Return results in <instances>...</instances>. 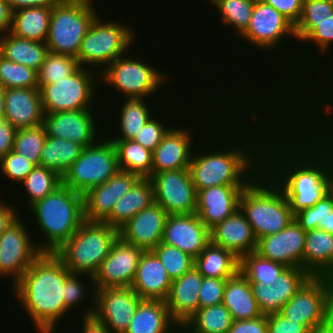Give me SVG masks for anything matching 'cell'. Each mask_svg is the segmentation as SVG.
Instances as JSON below:
<instances>
[{
  "label": "cell",
  "mask_w": 333,
  "mask_h": 333,
  "mask_svg": "<svg viewBox=\"0 0 333 333\" xmlns=\"http://www.w3.org/2000/svg\"><path fill=\"white\" fill-rule=\"evenodd\" d=\"M300 109L292 108L263 146V170L284 192L293 215L333 188V126L314 107Z\"/></svg>",
  "instance_id": "cell-1"
},
{
  "label": "cell",
  "mask_w": 333,
  "mask_h": 333,
  "mask_svg": "<svg viewBox=\"0 0 333 333\" xmlns=\"http://www.w3.org/2000/svg\"><path fill=\"white\" fill-rule=\"evenodd\" d=\"M268 106L269 105H267L265 107V110L262 109L261 106L259 108L261 110H259L258 104H257V108H255V106H253L252 110L250 107L249 109L251 112L246 113L247 118H246V116L244 117L245 122L242 123L243 118H239V121L241 120V122L237 125L236 124L234 125V122H233V124L231 122L230 126H229V124H225V125L222 124L224 127L228 126L227 129L224 128L225 130L223 132H222L221 128L220 129L218 128L220 125H217V124L213 125V122H212L211 125L216 127V128H214L215 129L214 130L212 128V126H209L207 123V128L211 134L206 133V135H207L206 136L204 134V132L202 133L204 135L205 139L203 138V140H204L203 141L201 138L200 141L196 144V146L193 150L190 165H189V172L191 174L192 182L194 184L196 191L206 189V188H209L212 186H220V185L247 186L261 172V170L263 169V146H264L265 139L267 138V136H269L271 134V132L274 130V128L279 126L278 124H280L286 118V116H288L289 113H291L290 108L292 107L287 104V109H286V106H284V108H285L284 111L281 108H279V113L282 114V116H281V115H278L279 113L276 112L275 108L274 109L272 108L271 109L272 113H270L271 111L267 109ZM288 107H290V108H288ZM280 109L283 113L280 112ZM273 111H274V113H273ZM260 112L261 113L263 112L262 115L263 114L264 115L263 116L260 115ZM269 113H270V115L272 114L271 117H270ZM276 114H277V116H276ZM274 116H275V118L272 119V117H274ZM280 116H281V118H280ZM264 117H267L268 119L267 118L264 119ZM246 119L248 122L250 120V123L246 122ZM270 119L274 122L271 123ZM268 120H269V122H267ZM265 121H266V123H265ZM246 123L248 125L249 124L250 125L247 126ZM268 123L270 124V126ZM251 124H252V126H251ZM245 126H246V128H245ZM209 127H211V128L209 129ZM241 129H243V130H241ZM227 130H229V131H227ZM214 131L215 132L217 131L216 134ZM225 131L227 133H225ZM213 133H214V135H213ZM218 133L220 134L221 137L219 136ZM223 133H225V134H223ZM205 136L208 137L207 140H206ZM209 136H210V138H209ZM228 137H230V138H228ZM215 139H216V141H215ZM201 140H202V142H201ZM219 140L221 142H217ZM203 142H204V144H203ZM205 142L208 143V145ZM201 144H203V147ZM210 144L212 146H214V145L215 146L212 148V146Z\"/></svg>",
  "instance_id": "cell-2"
},
{
  "label": "cell",
  "mask_w": 333,
  "mask_h": 333,
  "mask_svg": "<svg viewBox=\"0 0 333 333\" xmlns=\"http://www.w3.org/2000/svg\"><path fill=\"white\" fill-rule=\"evenodd\" d=\"M69 273L54 253H42L11 288L14 301L23 308L25 318L31 320L36 333L60 331L59 322L73 317L63 299L65 278Z\"/></svg>",
  "instance_id": "cell-3"
},
{
  "label": "cell",
  "mask_w": 333,
  "mask_h": 333,
  "mask_svg": "<svg viewBox=\"0 0 333 333\" xmlns=\"http://www.w3.org/2000/svg\"><path fill=\"white\" fill-rule=\"evenodd\" d=\"M21 208L24 213L25 210L29 211L32 217L30 221L34 224L31 225L29 222L31 229L37 226L34 228L36 231L32 232H35L36 237L38 234L41 235L39 239H34L43 253H54L58 250L85 221L83 195L63 183L31 205L28 210Z\"/></svg>",
  "instance_id": "cell-4"
},
{
  "label": "cell",
  "mask_w": 333,
  "mask_h": 333,
  "mask_svg": "<svg viewBox=\"0 0 333 333\" xmlns=\"http://www.w3.org/2000/svg\"><path fill=\"white\" fill-rule=\"evenodd\" d=\"M239 209L257 241L280 232L294 219L284 192L263 169L242 191Z\"/></svg>",
  "instance_id": "cell-5"
},
{
  "label": "cell",
  "mask_w": 333,
  "mask_h": 333,
  "mask_svg": "<svg viewBox=\"0 0 333 333\" xmlns=\"http://www.w3.org/2000/svg\"><path fill=\"white\" fill-rule=\"evenodd\" d=\"M101 16L98 14L90 24L77 56L80 66L93 69L99 74L118 57L129 50L134 51L132 45L138 39V33L130 24L118 19L109 21Z\"/></svg>",
  "instance_id": "cell-6"
},
{
  "label": "cell",
  "mask_w": 333,
  "mask_h": 333,
  "mask_svg": "<svg viewBox=\"0 0 333 333\" xmlns=\"http://www.w3.org/2000/svg\"><path fill=\"white\" fill-rule=\"evenodd\" d=\"M130 51L110 63L99 74V82L118 91L123 99L155 97L173 79L171 73L157 69L149 59Z\"/></svg>",
  "instance_id": "cell-7"
},
{
  "label": "cell",
  "mask_w": 333,
  "mask_h": 333,
  "mask_svg": "<svg viewBox=\"0 0 333 333\" xmlns=\"http://www.w3.org/2000/svg\"><path fill=\"white\" fill-rule=\"evenodd\" d=\"M118 237L112 226L85 220L54 254L70 272L93 277Z\"/></svg>",
  "instance_id": "cell-8"
},
{
  "label": "cell",
  "mask_w": 333,
  "mask_h": 333,
  "mask_svg": "<svg viewBox=\"0 0 333 333\" xmlns=\"http://www.w3.org/2000/svg\"><path fill=\"white\" fill-rule=\"evenodd\" d=\"M95 0H61L52 7L46 45L49 52L77 58L81 42L98 13Z\"/></svg>",
  "instance_id": "cell-9"
},
{
  "label": "cell",
  "mask_w": 333,
  "mask_h": 333,
  "mask_svg": "<svg viewBox=\"0 0 333 333\" xmlns=\"http://www.w3.org/2000/svg\"><path fill=\"white\" fill-rule=\"evenodd\" d=\"M101 137L83 147L79 158L62 176L65 186L82 195L105 183L120 170L114 143L108 134Z\"/></svg>",
  "instance_id": "cell-10"
},
{
  "label": "cell",
  "mask_w": 333,
  "mask_h": 333,
  "mask_svg": "<svg viewBox=\"0 0 333 333\" xmlns=\"http://www.w3.org/2000/svg\"><path fill=\"white\" fill-rule=\"evenodd\" d=\"M99 73L79 66L71 75L45 85L40 91L44 113L94 109L98 102ZM94 103V104H93Z\"/></svg>",
  "instance_id": "cell-11"
},
{
  "label": "cell",
  "mask_w": 333,
  "mask_h": 333,
  "mask_svg": "<svg viewBox=\"0 0 333 333\" xmlns=\"http://www.w3.org/2000/svg\"><path fill=\"white\" fill-rule=\"evenodd\" d=\"M333 278L311 276L279 312L309 330L331 322Z\"/></svg>",
  "instance_id": "cell-12"
},
{
  "label": "cell",
  "mask_w": 333,
  "mask_h": 333,
  "mask_svg": "<svg viewBox=\"0 0 333 333\" xmlns=\"http://www.w3.org/2000/svg\"><path fill=\"white\" fill-rule=\"evenodd\" d=\"M22 215L0 234V278L11 279V288L43 253L36 245L30 223L25 221L29 217Z\"/></svg>",
  "instance_id": "cell-13"
},
{
  "label": "cell",
  "mask_w": 333,
  "mask_h": 333,
  "mask_svg": "<svg viewBox=\"0 0 333 333\" xmlns=\"http://www.w3.org/2000/svg\"><path fill=\"white\" fill-rule=\"evenodd\" d=\"M286 38L290 44L292 39L297 44L294 25L271 5L256 0L249 26L237 41L240 44V40H244L248 46L252 45L254 49L269 54L272 51L278 53L281 46H286L284 42L289 44Z\"/></svg>",
  "instance_id": "cell-14"
},
{
  "label": "cell",
  "mask_w": 333,
  "mask_h": 333,
  "mask_svg": "<svg viewBox=\"0 0 333 333\" xmlns=\"http://www.w3.org/2000/svg\"><path fill=\"white\" fill-rule=\"evenodd\" d=\"M153 184L154 202L168 215L194 214L197 191L189 169L167 170L149 177Z\"/></svg>",
  "instance_id": "cell-15"
},
{
  "label": "cell",
  "mask_w": 333,
  "mask_h": 333,
  "mask_svg": "<svg viewBox=\"0 0 333 333\" xmlns=\"http://www.w3.org/2000/svg\"><path fill=\"white\" fill-rule=\"evenodd\" d=\"M182 122L183 124H180L181 121H176L152 152V175L167 170L189 169L193 150L200 141L199 138L204 137L201 135L197 136V132L201 134L205 130L204 132L206 134L209 131H206V124L204 129H200L198 127L200 124L196 123V125L198 124L195 126L197 129L193 128L192 130L194 126H191V121L189 127H185L186 120ZM175 124H180V126H176ZM195 130L197 131L195 132ZM199 130L201 133H199Z\"/></svg>",
  "instance_id": "cell-16"
},
{
  "label": "cell",
  "mask_w": 333,
  "mask_h": 333,
  "mask_svg": "<svg viewBox=\"0 0 333 333\" xmlns=\"http://www.w3.org/2000/svg\"><path fill=\"white\" fill-rule=\"evenodd\" d=\"M97 109L44 113L46 136L71 140L83 147L93 144L104 135L101 130L103 126L99 125L101 121H98L99 118L95 115Z\"/></svg>",
  "instance_id": "cell-17"
},
{
  "label": "cell",
  "mask_w": 333,
  "mask_h": 333,
  "mask_svg": "<svg viewBox=\"0 0 333 333\" xmlns=\"http://www.w3.org/2000/svg\"><path fill=\"white\" fill-rule=\"evenodd\" d=\"M142 300L131 287L96 289L93 316L111 333H125Z\"/></svg>",
  "instance_id": "cell-18"
},
{
  "label": "cell",
  "mask_w": 333,
  "mask_h": 333,
  "mask_svg": "<svg viewBox=\"0 0 333 333\" xmlns=\"http://www.w3.org/2000/svg\"><path fill=\"white\" fill-rule=\"evenodd\" d=\"M143 252L118 237L93 276L95 289L131 287Z\"/></svg>",
  "instance_id": "cell-19"
},
{
  "label": "cell",
  "mask_w": 333,
  "mask_h": 333,
  "mask_svg": "<svg viewBox=\"0 0 333 333\" xmlns=\"http://www.w3.org/2000/svg\"><path fill=\"white\" fill-rule=\"evenodd\" d=\"M306 232L293 219L283 230L257 241L256 253L285 267L303 268Z\"/></svg>",
  "instance_id": "cell-20"
},
{
  "label": "cell",
  "mask_w": 333,
  "mask_h": 333,
  "mask_svg": "<svg viewBox=\"0 0 333 333\" xmlns=\"http://www.w3.org/2000/svg\"><path fill=\"white\" fill-rule=\"evenodd\" d=\"M140 177L119 170L105 183L97 185L83 195L84 219L88 222H104L112 212L114 204Z\"/></svg>",
  "instance_id": "cell-21"
},
{
  "label": "cell",
  "mask_w": 333,
  "mask_h": 333,
  "mask_svg": "<svg viewBox=\"0 0 333 333\" xmlns=\"http://www.w3.org/2000/svg\"><path fill=\"white\" fill-rule=\"evenodd\" d=\"M161 242L175 246L195 259L210 243V230L196 213L168 215Z\"/></svg>",
  "instance_id": "cell-22"
},
{
  "label": "cell",
  "mask_w": 333,
  "mask_h": 333,
  "mask_svg": "<svg viewBox=\"0 0 333 333\" xmlns=\"http://www.w3.org/2000/svg\"><path fill=\"white\" fill-rule=\"evenodd\" d=\"M168 213L152 203L119 229V237L144 251H152L161 241Z\"/></svg>",
  "instance_id": "cell-23"
},
{
  "label": "cell",
  "mask_w": 333,
  "mask_h": 333,
  "mask_svg": "<svg viewBox=\"0 0 333 333\" xmlns=\"http://www.w3.org/2000/svg\"><path fill=\"white\" fill-rule=\"evenodd\" d=\"M246 186L220 185L197 191L196 214L210 230L239 209V199Z\"/></svg>",
  "instance_id": "cell-24"
},
{
  "label": "cell",
  "mask_w": 333,
  "mask_h": 333,
  "mask_svg": "<svg viewBox=\"0 0 333 333\" xmlns=\"http://www.w3.org/2000/svg\"><path fill=\"white\" fill-rule=\"evenodd\" d=\"M4 120L16 130L43 124L44 111L39 88L4 89Z\"/></svg>",
  "instance_id": "cell-25"
},
{
  "label": "cell",
  "mask_w": 333,
  "mask_h": 333,
  "mask_svg": "<svg viewBox=\"0 0 333 333\" xmlns=\"http://www.w3.org/2000/svg\"><path fill=\"white\" fill-rule=\"evenodd\" d=\"M210 242L232 251L239 259L257 248L252 227L240 209L210 229Z\"/></svg>",
  "instance_id": "cell-26"
},
{
  "label": "cell",
  "mask_w": 333,
  "mask_h": 333,
  "mask_svg": "<svg viewBox=\"0 0 333 333\" xmlns=\"http://www.w3.org/2000/svg\"><path fill=\"white\" fill-rule=\"evenodd\" d=\"M171 284L172 279L159 258L152 251H144L131 288L143 300L166 301Z\"/></svg>",
  "instance_id": "cell-27"
},
{
  "label": "cell",
  "mask_w": 333,
  "mask_h": 333,
  "mask_svg": "<svg viewBox=\"0 0 333 333\" xmlns=\"http://www.w3.org/2000/svg\"><path fill=\"white\" fill-rule=\"evenodd\" d=\"M203 276L193 267L181 277L172 280L166 306L170 317L182 327L184 323L199 309L198 291Z\"/></svg>",
  "instance_id": "cell-28"
},
{
  "label": "cell",
  "mask_w": 333,
  "mask_h": 333,
  "mask_svg": "<svg viewBox=\"0 0 333 333\" xmlns=\"http://www.w3.org/2000/svg\"><path fill=\"white\" fill-rule=\"evenodd\" d=\"M125 333H181V327L170 317L165 301L142 300Z\"/></svg>",
  "instance_id": "cell-29"
},
{
  "label": "cell",
  "mask_w": 333,
  "mask_h": 333,
  "mask_svg": "<svg viewBox=\"0 0 333 333\" xmlns=\"http://www.w3.org/2000/svg\"><path fill=\"white\" fill-rule=\"evenodd\" d=\"M152 99L154 98L152 97L151 99L149 98H125V100L123 99L122 100L123 105L119 103L120 104L119 107L114 108L118 110V112H116V115L117 113L119 115H117L118 119L116 117L117 122H114L113 125L117 123L118 125L116 127L119 126L118 127L119 129L113 128V130L118 132L117 133L115 132L114 135V133L112 134V131L109 132V130L112 128H109L108 131L104 133L107 134L111 133L109 134L110 136L109 138L111 140H133L137 136V134L141 131L144 124L148 122V120L154 114H156V112L153 111V107L155 109L156 107L153 105V103L150 102Z\"/></svg>",
  "instance_id": "cell-30"
},
{
  "label": "cell",
  "mask_w": 333,
  "mask_h": 333,
  "mask_svg": "<svg viewBox=\"0 0 333 333\" xmlns=\"http://www.w3.org/2000/svg\"><path fill=\"white\" fill-rule=\"evenodd\" d=\"M303 269L311 276L333 278V234L317 228L306 232Z\"/></svg>",
  "instance_id": "cell-31"
},
{
  "label": "cell",
  "mask_w": 333,
  "mask_h": 333,
  "mask_svg": "<svg viewBox=\"0 0 333 333\" xmlns=\"http://www.w3.org/2000/svg\"><path fill=\"white\" fill-rule=\"evenodd\" d=\"M154 203L153 184L149 178H139L125 195L114 204L104 223L119 230L138 212Z\"/></svg>",
  "instance_id": "cell-32"
},
{
  "label": "cell",
  "mask_w": 333,
  "mask_h": 333,
  "mask_svg": "<svg viewBox=\"0 0 333 333\" xmlns=\"http://www.w3.org/2000/svg\"><path fill=\"white\" fill-rule=\"evenodd\" d=\"M223 304L229 310L233 321L254 319L262 315L251 283L240 270L226 280Z\"/></svg>",
  "instance_id": "cell-33"
},
{
  "label": "cell",
  "mask_w": 333,
  "mask_h": 333,
  "mask_svg": "<svg viewBox=\"0 0 333 333\" xmlns=\"http://www.w3.org/2000/svg\"><path fill=\"white\" fill-rule=\"evenodd\" d=\"M49 49L45 42L28 40L13 35L10 31L0 36V54L7 60L38 71Z\"/></svg>",
  "instance_id": "cell-34"
},
{
  "label": "cell",
  "mask_w": 333,
  "mask_h": 333,
  "mask_svg": "<svg viewBox=\"0 0 333 333\" xmlns=\"http://www.w3.org/2000/svg\"><path fill=\"white\" fill-rule=\"evenodd\" d=\"M194 267L203 277L230 278L240 270V259L210 242L194 259Z\"/></svg>",
  "instance_id": "cell-35"
},
{
  "label": "cell",
  "mask_w": 333,
  "mask_h": 333,
  "mask_svg": "<svg viewBox=\"0 0 333 333\" xmlns=\"http://www.w3.org/2000/svg\"><path fill=\"white\" fill-rule=\"evenodd\" d=\"M52 7H26L14 11L10 32L24 39L46 42Z\"/></svg>",
  "instance_id": "cell-36"
},
{
  "label": "cell",
  "mask_w": 333,
  "mask_h": 333,
  "mask_svg": "<svg viewBox=\"0 0 333 333\" xmlns=\"http://www.w3.org/2000/svg\"><path fill=\"white\" fill-rule=\"evenodd\" d=\"M95 292L96 289L93 277L70 272L66 276L64 283L63 299L65 307L72 314L75 313L76 317L77 315L79 316V312V317L93 316L95 307ZM82 307L83 309H81ZM78 309L80 311L76 312Z\"/></svg>",
  "instance_id": "cell-37"
},
{
  "label": "cell",
  "mask_w": 333,
  "mask_h": 333,
  "mask_svg": "<svg viewBox=\"0 0 333 333\" xmlns=\"http://www.w3.org/2000/svg\"><path fill=\"white\" fill-rule=\"evenodd\" d=\"M83 146L57 137H48L40 154V165L52 169L63 176L79 158Z\"/></svg>",
  "instance_id": "cell-38"
},
{
  "label": "cell",
  "mask_w": 333,
  "mask_h": 333,
  "mask_svg": "<svg viewBox=\"0 0 333 333\" xmlns=\"http://www.w3.org/2000/svg\"><path fill=\"white\" fill-rule=\"evenodd\" d=\"M233 323L223 303L198 309L181 327V333H228Z\"/></svg>",
  "instance_id": "cell-39"
},
{
  "label": "cell",
  "mask_w": 333,
  "mask_h": 333,
  "mask_svg": "<svg viewBox=\"0 0 333 333\" xmlns=\"http://www.w3.org/2000/svg\"><path fill=\"white\" fill-rule=\"evenodd\" d=\"M114 143L119 169L134 173L140 178L152 175L153 154L134 140H112Z\"/></svg>",
  "instance_id": "cell-40"
},
{
  "label": "cell",
  "mask_w": 333,
  "mask_h": 333,
  "mask_svg": "<svg viewBox=\"0 0 333 333\" xmlns=\"http://www.w3.org/2000/svg\"><path fill=\"white\" fill-rule=\"evenodd\" d=\"M294 33L297 43L302 44L308 53L311 51L305 48L310 43V47L313 49L312 45H314V49L323 58L333 52L331 50L333 49V16L324 21H297L294 25Z\"/></svg>",
  "instance_id": "cell-41"
},
{
  "label": "cell",
  "mask_w": 333,
  "mask_h": 333,
  "mask_svg": "<svg viewBox=\"0 0 333 333\" xmlns=\"http://www.w3.org/2000/svg\"><path fill=\"white\" fill-rule=\"evenodd\" d=\"M61 184L62 176L57 172L44 166L36 165L20 184V189L24 192L23 201H26L24 203L26 205L23 207L28 209L35 202L52 193Z\"/></svg>",
  "instance_id": "cell-42"
},
{
  "label": "cell",
  "mask_w": 333,
  "mask_h": 333,
  "mask_svg": "<svg viewBox=\"0 0 333 333\" xmlns=\"http://www.w3.org/2000/svg\"><path fill=\"white\" fill-rule=\"evenodd\" d=\"M256 0H220L213 7L221 25L232 30L238 39L249 26ZM228 26V27H227ZM232 28V29H231ZM235 30V32H234Z\"/></svg>",
  "instance_id": "cell-43"
},
{
  "label": "cell",
  "mask_w": 333,
  "mask_h": 333,
  "mask_svg": "<svg viewBox=\"0 0 333 333\" xmlns=\"http://www.w3.org/2000/svg\"><path fill=\"white\" fill-rule=\"evenodd\" d=\"M284 268L283 264L263 258L256 252L246 254L240 259V271L250 283L274 285Z\"/></svg>",
  "instance_id": "cell-44"
},
{
  "label": "cell",
  "mask_w": 333,
  "mask_h": 333,
  "mask_svg": "<svg viewBox=\"0 0 333 333\" xmlns=\"http://www.w3.org/2000/svg\"><path fill=\"white\" fill-rule=\"evenodd\" d=\"M79 66L77 58L73 56L49 52L37 71L39 89L71 75Z\"/></svg>",
  "instance_id": "cell-45"
},
{
  "label": "cell",
  "mask_w": 333,
  "mask_h": 333,
  "mask_svg": "<svg viewBox=\"0 0 333 333\" xmlns=\"http://www.w3.org/2000/svg\"><path fill=\"white\" fill-rule=\"evenodd\" d=\"M45 140L46 130L44 124L19 129L15 135L13 151L27 158L33 164L40 165V154Z\"/></svg>",
  "instance_id": "cell-46"
},
{
  "label": "cell",
  "mask_w": 333,
  "mask_h": 333,
  "mask_svg": "<svg viewBox=\"0 0 333 333\" xmlns=\"http://www.w3.org/2000/svg\"><path fill=\"white\" fill-rule=\"evenodd\" d=\"M0 86L11 88H39L37 71L7 60L0 54Z\"/></svg>",
  "instance_id": "cell-47"
},
{
  "label": "cell",
  "mask_w": 333,
  "mask_h": 333,
  "mask_svg": "<svg viewBox=\"0 0 333 333\" xmlns=\"http://www.w3.org/2000/svg\"><path fill=\"white\" fill-rule=\"evenodd\" d=\"M152 252L159 258L172 280L181 277L194 267V258L175 246L160 242Z\"/></svg>",
  "instance_id": "cell-48"
},
{
  "label": "cell",
  "mask_w": 333,
  "mask_h": 333,
  "mask_svg": "<svg viewBox=\"0 0 333 333\" xmlns=\"http://www.w3.org/2000/svg\"><path fill=\"white\" fill-rule=\"evenodd\" d=\"M310 277L311 275L301 267H285L274 283L278 303L283 307Z\"/></svg>",
  "instance_id": "cell-49"
},
{
  "label": "cell",
  "mask_w": 333,
  "mask_h": 333,
  "mask_svg": "<svg viewBox=\"0 0 333 333\" xmlns=\"http://www.w3.org/2000/svg\"><path fill=\"white\" fill-rule=\"evenodd\" d=\"M332 209L333 189L314 206L308 207L294 214V220L305 232L316 228L323 230L324 217Z\"/></svg>",
  "instance_id": "cell-50"
},
{
  "label": "cell",
  "mask_w": 333,
  "mask_h": 333,
  "mask_svg": "<svg viewBox=\"0 0 333 333\" xmlns=\"http://www.w3.org/2000/svg\"><path fill=\"white\" fill-rule=\"evenodd\" d=\"M157 114L158 112H156V114H154L148 120V122L144 124L141 131L133 139L134 141L140 143L144 148L150 150L151 152H153L155 148L159 145L163 136L169 131V129L172 127L174 123L168 120L170 118L169 116L167 118L164 116V118L162 119V117L160 118L161 115ZM165 118L167 120H165ZM169 121L170 124H166L169 123Z\"/></svg>",
  "instance_id": "cell-51"
},
{
  "label": "cell",
  "mask_w": 333,
  "mask_h": 333,
  "mask_svg": "<svg viewBox=\"0 0 333 333\" xmlns=\"http://www.w3.org/2000/svg\"><path fill=\"white\" fill-rule=\"evenodd\" d=\"M36 165L27 158L10 151L0 159V174L8 183L21 184ZM13 181V182H12Z\"/></svg>",
  "instance_id": "cell-52"
},
{
  "label": "cell",
  "mask_w": 333,
  "mask_h": 333,
  "mask_svg": "<svg viewBox=\"0 0 333 333\" xmlns=\"http://www.w3.org/2000/svg\"><path fill=\"white\" fill-rule=\"evenodd\" d=\"M228 278L203 277L199 296V309L223 303L226 280Z\"/></svg>",
  "instance_id": "cell-53"
},
{
  "label": "cell",
  "mask_w": 333,
  "mask_h": 333,
  "mask_svg": "<svg viewBox=\"0 0 333 333\" xmlns=\"http://www.w3.org/2000/svg\"><path fill=\"white\" fill-rule=\"evenodd\" d=\"M253 295L258 308L263 315L279 313L282 306L278 303L275 285H260L251 283Z\"/></svg>",
  "instance_id": "cell-54"
},
{
  "label": "cell",
  "mask_w": 333,
  "mask_h": 333,
  "mask_svg": "<svg viewBox=\"0 0 333 333\" xmlns=\"http://www.w3.org/2000/svg\"><path fill=\"white\" fill-rule=\"evenodd\" d=\"M317 86H320L319 84L318 85H315V88H316V91H315V89H312L311 90V92H312V94H314V95H310V97L307 99V98H303V99H301V100H298V98H297V96H296V98H295V100L297 101V102H299V103H295V101H294V104H296L295 105V107L297 106V107H300L301 106V108H302V106L305 108V106L306 107H309L310 108V106H311V108L312 107H314L315 105V107L314 108H316L317 109V111H319L320 113H321V115H323L325 118H326V120L328 121V122H330V124L333 126V101H331V100H333V97H332V93H331V91H333V88H331L332 90H330L329 88H325V93H324V91L323 90H321L322 88V86H320V89H318L319 87H317ZM326 89H329V91H327ZM318 90H319V92H320V94H315L316 92H318ZM322 91V92H321ZM330 93L329 95H327L328 93ZM322 93V94H321ZM324 93V94H323ZM332 94V95H331ZM322 95H324V96H326V97H324V96H322ZM313 96V97H312ZM317 96H318V98H317ZM321 97V99H320V97ZM331 97H332V99H331ZM313 98V99H312ZM315 98V99H314ZM317 98V99H316ZM328 99V100H327ZM303 100H304V102H306V100H307V102L306 103H304V104H307V105H304L303 104ZM310 100V102H308ZM318 100V101H317ZM321 102H320V101ZM325 102H324V101ZM330 100V101H329ZM302 101V103H300ZM314 101H317V102H314ZM312 102V103H311ZM314 102V103H313ZM331 102V103H330ZM316 103V104H315ZM325 103V104H324ZM314 106H313V105ZM319 105H320V107H319ZM327 116V117H326Z\"/></svg>",
  "instance_id": "cell-55"
},
{
  "label": "cell",
  "mask_w": 333,
  "mask_h": 333,
  "mask_svg": "<svg viewBox=\"0 0 333 333\" xmlns=\"http://www.w3.org/2000/svg\"><path fill=\"white\" fill-rule=\"evenodd\" d=\"M333 16V5L328 0H303L298 21H324Z\"/></svg>",
  "instance_id": "cell-56"
},
{
  "label": "cell",
  "mask_w": 333,
  "mask_h": 333,
  "mask_svg": "<svg viewBox=\"0 0 333 333\" xmlns=\"http://www.w3.org/2000/svg\"><path fill=\"white\" fill-rule=\"evenodd\" d=\"M268 332L267 333H309L310 330L298 323L286 319L280 313L267 315Z\"/></svg>",
  "instance_id": "cell-57"
},
{
  "label": "cell",
  "mask_w": 333,
  "mask_h": 333,
  "mask_svg": "<svg viewBox=\"0 0 333 333\" xmlns=\"http://www.w3.org/2000/svg\"><path fill=\"white\" fill-rule=\"evenodd\" d=\"M264 3L271 5L284 17H286L293 25L300 18L303 0H262Z\"/></svg>",
  "instance_id": "cell-58"
},
{
  "label": "cell",
  "mask_w": 333,
  "mask_h": 333,
  "mask_svg": "<svg viewBox=\"0 0 333 333\" xmlns=\"http://www.w3.org/2000/svg\"><path fill=\"white\" fill-rule=\"evenodd\" d=\"M3 198V196H0V234L20 216L21 212H23L19 210L20 207H16L17 203L15 205L13 203L10 204V201L7 203V199L4 201Z\"/></svg>",
  "instance_id": "cell-59"
},
{
  "label": "cell",
  "mask_w": 333,
  "mask_h": 333,
  "mask_svg": "<svg viewBox=\"0 0 333 333\" xmlns=\"http://www.w3.org/2000/svg\"><path fill=\"white\" fill-rule=\"evenodd\" d=\"M17 130L6 120H0V159L13 151Z\"/></svg>",
  "instance_id": "cell-60"
},
{
  "label": "cell",
  "mask_w": 333,
  "mask_h": 333,
  "mask_svg": "<svg viewBox=\"0 0 333 333\" xmlns=\"http://www.w3.org/2000/svg\"><path fill=\"white\" fill-rule=\"evenodd\" d=\"M75 320L74 323H77V325H74V327L76 326L77 330L74 332L76 333H111V331L94 316H82L80 318L77 316V318L75 317ZM78 324L80 326H78ZM78 328L81 329L79 332H77Z\"/></svg>",
  "instance_id": "cell-61"
},
{
  "label": "cell",
  "mask_w": 333,
  "mask_h": 333,
  "mask_svg": "<svg viewBox=\"0 0 333 333\" xmlns=\"http://www.w3.org/2000/svg\"><path fill=\"white\" fill-rule=\"evenodd\" d=\"M11 8V10L14 12L21 8L26 7H48V6H54L57 3H59L61 0H6Z\"/></svg>",
  "instance_id": "cell-62"
},
{
  "label": "cell",
  "mask_w": 333,
  "mask_h": 333,
  "mask_svg": "<svg viewBox=\"0 0 333 333\" xmlns=\"http://www.w3.org/2000/svg\"><path fill=\"white\" fill-rule=\"evenodd\" d=\"M13 11L6 0H0V36L9 32L12 25Z\"/></svg>",
  "instance_id": "cell-63"
},
{
  "label": "cell",
  "mask_w": 333,
  "mask_h": 333,
  "mask_svg": "<svg viewBox=\"0 0 333 333\" xmlns=\"http://www.w3.org/2000/svg\"><path fill=\"white\" fill-rule=\"evenodd\" d=\"M323 230L333 234V209L324 217Z\"/></svg>",
  "instance_id": "cell-64"
},
{
  "label": "cell",
  "mask_w": 333,
  "mask_h": 333,
  "mask_svg": "<svg viewBox=\"0 0 333 333\" xmlns=\"http://www.w3.org/2000/svg\"><path fill=\"white\" fill-rule=\"evenodd\" d=\"M309 333H333V323L330 322L323 327L312 329Z\"/></svg>",
  "instance_id": "cell-65"
},
{
  "label": "cell",
  "mask_w": 333,
  "mask_h": 333,
  "mask_svg": "<svg viewBox=\"0 0 333 333\" xmlns=\"http://www.w3.org/2000/svg\"><path fill=\"white\" fill-rule=\"evenodd\" d=\"M4 117V88L0 86V120Z\"/></svg>",
  "instance_id": "cell-66"
},
{
  "label": "cell",
  "mask_w": 333,
  "mask_h": 333,
  "mask_svg": "<svg viewBox=\"0 0 333 333\" xmlns=\"http://www.w3.org/2000/svg\"><path fill=\"white\" fill-rule=\"evenodd\" d=\"M331 322L333 323V286H332V310H331Z\"/></svg>",
  "instance_id": "cell-67"
},
{
  "label": "cell",
  "mask_w": 333,
  "mask_h": 333,
  "mask_svg": "<svg viewBox=\"0 0 333 333\" xmlns=\"http://www.w3.org/2000/svg\"><path fill=\"white\" fill-rule=\"evenodd\" d=\"M207 2H209V4H210V6H214L218 1H220V0H206Z\"/></svg>",
  "instance_id": "cell-68"
}]
</instances>
